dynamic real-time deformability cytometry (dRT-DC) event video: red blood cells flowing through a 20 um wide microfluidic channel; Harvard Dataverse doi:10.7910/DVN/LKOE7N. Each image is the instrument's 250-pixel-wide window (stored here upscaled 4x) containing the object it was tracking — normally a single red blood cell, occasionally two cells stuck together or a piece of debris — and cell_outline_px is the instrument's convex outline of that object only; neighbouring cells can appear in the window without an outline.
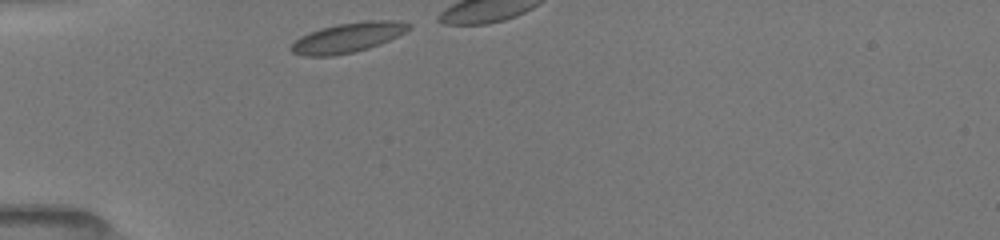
{"species": "common noctule bat (a hibernating species)", "species_latin": "Nyctalus noctula", "temperature_condition": "room temperature", "stored_images_in_passage": 5, "camera_frame_rate_fps": 3000, "um_per_image_px": 0.085, "animal": {"sex": "female", "body_mass_g": 19.5, "forearm_length_mm": 54.1}, "frame": {"image": 1, "passage_image": 1, "time_ms": 0.0, "image_size_px": [1000, 240], "cell_outline_px": [[412, 28], [380, 44], [368, 48], [352, 52], [332, 56], [304, 56], [292, 52], [288, 48], [300, 36], [308, 32], [320, 28], [336, 24], [368, 20], [396, 20], [412, 24]], "centroid_in_image_um": [29.55, 3.18], "position_along_channel_um": 55.5, "area_um2": 20.46}}